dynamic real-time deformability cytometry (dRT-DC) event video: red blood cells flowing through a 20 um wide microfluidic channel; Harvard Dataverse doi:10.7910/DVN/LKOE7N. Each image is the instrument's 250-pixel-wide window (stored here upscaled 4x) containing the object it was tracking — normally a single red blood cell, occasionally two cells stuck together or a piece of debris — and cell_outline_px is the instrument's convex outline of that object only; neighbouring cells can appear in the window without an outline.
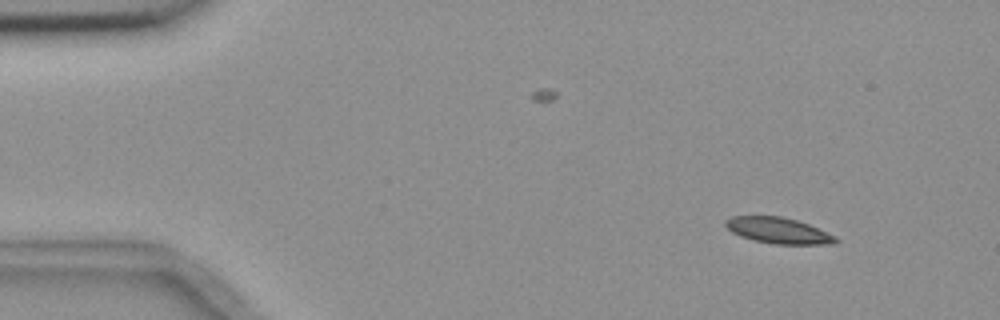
{"species": "common noctule bat (a hibernating species)", "species_latin": "Nyctalus noctula", "temperature_condition": "room temperature", "stored_images_in_passage": 5, "camera_frame_rate_fps": 3000, "um_per_image_px": 0.085, "animal": {"sex": "female", "body_mass_g": 18.4}, "frame": {"image": 1, "passage_image": 1, "time_ms": 0.0, "image_size_px": [1000, 320], "cell_outline_px": [[840, 240], [836, 244], [776, 244], [752, 240], [740, 236], [732, 232], [724, 224], [724, 220], [732, 216], [780, 216], [796, 220], [808, 224], [836, 236]], "centroid_in_image_um": [66.16, 19.6], "position_along_channel_um": 18.8, "area_um2": 16.7}}